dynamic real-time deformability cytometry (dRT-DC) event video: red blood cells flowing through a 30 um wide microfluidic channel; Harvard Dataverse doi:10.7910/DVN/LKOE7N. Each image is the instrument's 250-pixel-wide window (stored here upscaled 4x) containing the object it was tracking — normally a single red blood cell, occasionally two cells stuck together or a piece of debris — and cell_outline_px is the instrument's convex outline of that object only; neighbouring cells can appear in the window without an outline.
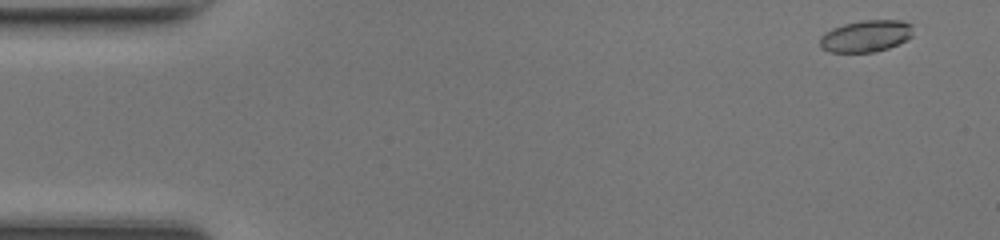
{"species": "common noctule bat (a hibernating species)", "species_latin": "Nyctalus noctula", "temperature_condition": "room temperature", "stored_images_in_passage": 47, "camera_frame_rate_fps": 3000, "um_per_image_px": 0.085, "animal": {"sex": "female", "body_mass_g": 17.0, "forearm_length_mm": 48.0}, "frame": {"image": 1, "passage_image": 2, "time_ms": 0.333, "image_size_px": [1000, 240], "cell_outline_px": [[912, 36], [908, 40], [888, 48], [876, 52], [828, 52], [820, 48], [820, 36], [824, 32], [832, 28], [844, 24], [860, 20], [900, 20], [912, 24]], "centroid_in_image_um": [73.59, 3.07], "position_along_channel_um": 11.4, "area_um2": 17.51}}
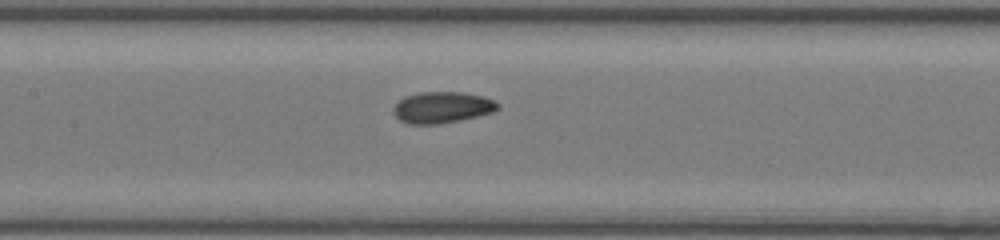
{"frame": {"image": 2, "passage_image": 22, "time_ms": 7.0, "image_size_px": [1000, 240], "cell_outline_px": [[500, 108], [492, 112], [460, 120], [440, 124], [408, 124], [400, 120], [392, 112], [392, 108], [404, 96], [420, 92], [464, 92], [484, 96], [500, 104]], "centroid_in_image_um": [37.57, 9.12], "position_along_channel_um": 169.8, "area_um2": 19.13}}
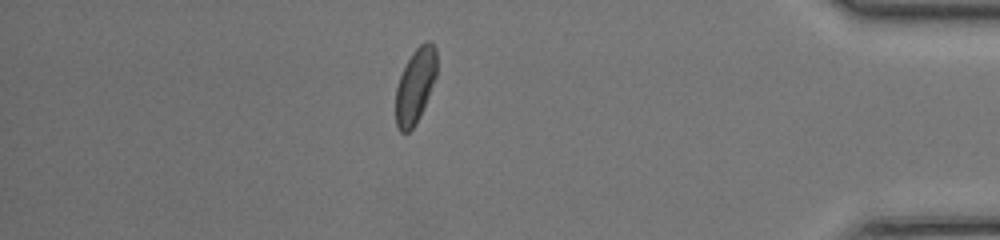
{"frame": {"image": 3, "passage_image": 41, "time_ms": 13.333, "image_size_px": [1000, 240], "cell_outline_px": [[436, 76], [420, 116], [416, 124], [408, 132], [400, 132], [396, 124], [396, 88], [400, 76], [412, 52], [420, 44], [428, 40], [436, 48]], "centroid_in_image_um": [35.29, 7.29], "position_along_channel_um": 399.9, "area_um2": 17.63}, "authors_computed_cell_mechanics": {"area_um2": 18.3804, "velocity_mm_per_s": 4.3219, "shape_relaxation_time_tau1_ms": 4.8804, "shape_relaxation_time_tau2_ms": 1.7596, "deformation_change_tau1": 0.1301, "deformation_change_tau2": 0.0626}}